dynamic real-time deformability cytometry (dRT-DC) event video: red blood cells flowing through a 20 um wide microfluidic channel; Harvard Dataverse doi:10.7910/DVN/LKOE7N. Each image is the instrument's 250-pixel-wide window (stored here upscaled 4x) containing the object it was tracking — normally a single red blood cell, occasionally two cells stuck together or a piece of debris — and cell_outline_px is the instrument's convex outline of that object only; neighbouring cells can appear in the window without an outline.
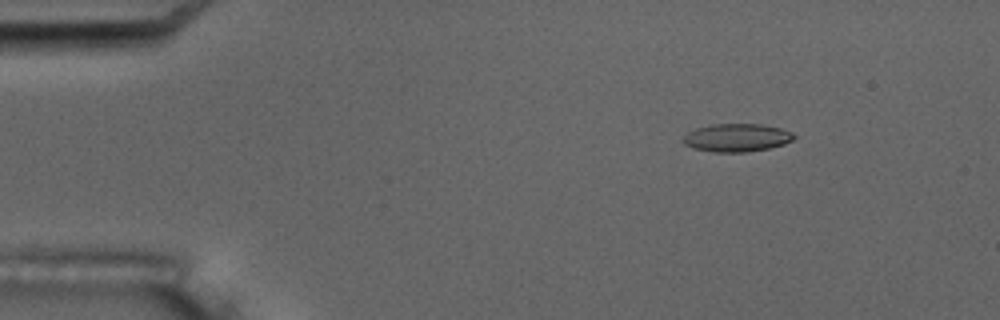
{"species": "common noctule bat (a hibernating species)", "species_latin": "Nyctalus noctula", "temperature_condition": "room temperature", "stored_images_in_passage": 6, "camera_frame_rate_fps": 3000, "um_per_image_px": 0.085, "animal": {"sex": "male", "body_mass_g": 17.5, "forearm_length_mm": 52.3}, "frame": {"image": 1, "passage_image": 3, "time_ms": 2.333, "image_size_px": [1000, 320], "cell_outline_px": [[796, 136], [792, 140], [784, 144], [768, 148], [744, 152], [712, 152], [692, 148], [684, 144], [680, 140], [688, 132], [696, 128], [712, 124], [760, 124], [780, 128], [792, 132]], "centroid_in_image_um": [62.59, 11.7], "position_along_channel_um": 22.4, "area_um2": 18.15}}